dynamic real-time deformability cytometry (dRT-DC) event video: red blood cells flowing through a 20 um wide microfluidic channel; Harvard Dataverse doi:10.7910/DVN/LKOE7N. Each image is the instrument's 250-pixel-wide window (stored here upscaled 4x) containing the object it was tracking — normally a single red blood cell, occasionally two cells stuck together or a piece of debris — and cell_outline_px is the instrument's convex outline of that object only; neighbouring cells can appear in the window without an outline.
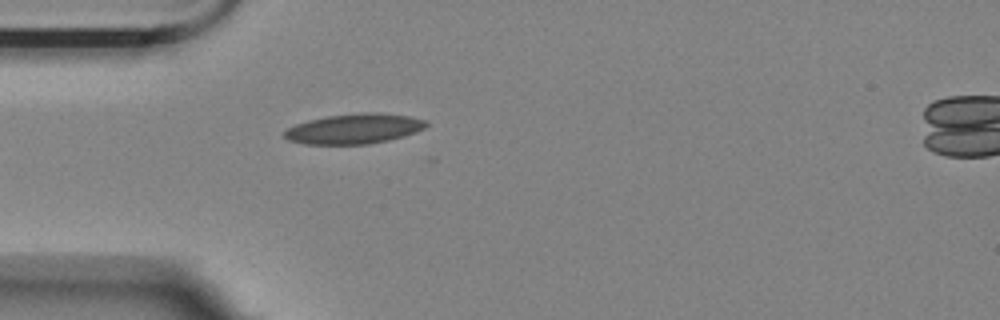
{"species": "Egyptian fruit bat (a non-hibernating species)", "species_latin": "Rousettus aegyptiacus", "temperature_condition": "room temperature", "stored_images_in_passage": 2, "camera_frame_rate_fps": 3000, "um_per_image_px": 0.085, "animal": {"sex": "female"}, "frame": {"image": 1, "passage_image": 1, "time_ms": 0.0, "image_size_px": [1000, 320], "cell_outline_px": [[428, 124], [424, 128], [416, 132], [404, 136], [388, 140], [368, 144], [304, 144], [288, 140], [284, 136], [284, 132], [288, 128], [296, 124], [308, 120], [328, 116], [360, 112], [380, 112], [408, 116], [424, 120]], "centroid_in_image_um": [30.1, 10.94], "position_along_channel_um": 54.9, "area_um2": 24.8}}